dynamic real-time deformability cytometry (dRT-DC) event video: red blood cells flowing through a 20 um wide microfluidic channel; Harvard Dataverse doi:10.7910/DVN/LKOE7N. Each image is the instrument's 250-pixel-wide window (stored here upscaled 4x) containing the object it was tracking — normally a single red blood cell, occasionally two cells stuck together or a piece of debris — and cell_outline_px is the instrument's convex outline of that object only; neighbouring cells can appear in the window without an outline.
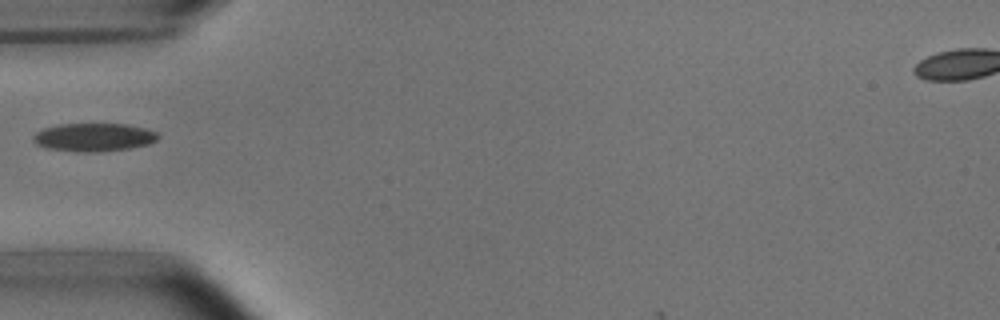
{"species": "common noctule bat (a hibernating species)", "species_latin": "Nyctalus noctula", "temperature_condition": "room temperature", "stored_images_in_passage": 1, "camera_frame_rate_fps": 3000, "um_per_image_px": 0.085, "animal": {"sex": "male", "body_mass_g": 15.6}, "frame": {"image": 1, "passage_image": 1, "time_ms": 0.0, "image_size_px": [1000, 320], "cell_outline_px": [[160, 136], [156, 140], [148, 144], [128, 148], [100, 152], [76, 152], [44, 148], [36, 144], [32, 140], [32, 136], [36, 132], [44, 128], [60, 124], [128, 124], [144, 128], [156, 132]], "centroid_in_image_um": [7.93, 11.67], "position_along_channel_um": 77.1, "area_um2": 20.63}}